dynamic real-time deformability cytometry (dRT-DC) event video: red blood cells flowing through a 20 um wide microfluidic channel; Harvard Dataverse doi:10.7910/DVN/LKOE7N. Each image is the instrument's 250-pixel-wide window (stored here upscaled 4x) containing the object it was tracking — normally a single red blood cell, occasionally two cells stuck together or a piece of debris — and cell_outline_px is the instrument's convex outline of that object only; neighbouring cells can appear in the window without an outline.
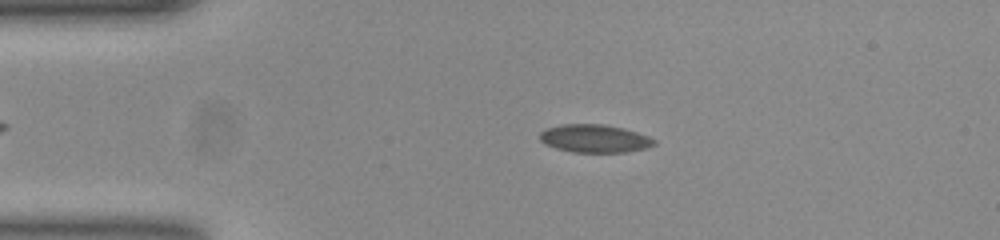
{"species": "common noctule bat (a hibernating species)", "species_latin": "Nyctalus noctula", "temperature_condition": "room temperature", "stored_images_in_passage": 41, "camera_frame_rate_fps": 3000, "um_per_image_px": 0.085, "animal": {"sex": "female", "body_mass_g": 23.0, "forearm_length_mm": 53.4}, "frame": {"image": 1, "passage_image": 7, "time_ms": 2.0, "image_size_px": [1000, 240], "cell_outline_px": [[648, 140], [644, 144], [632, 148], [600, 152], [596, 152], [568, 148], [544, 140], [544, 132], [556, 128], [612, 128]], "centroid_in_image_um": [50.42, 11.82], "position_along_channel_um": 34.6, "area_um2": 13.24}}
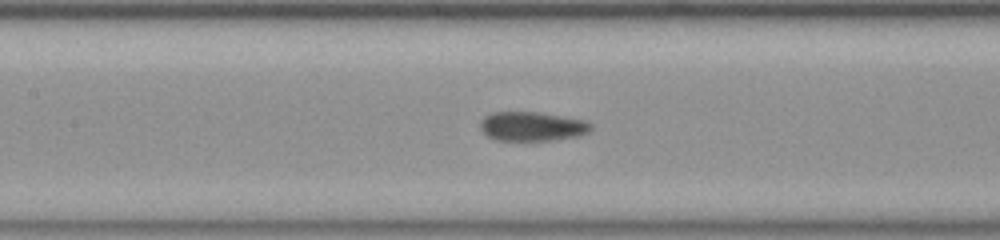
{"frame": {"image": 2, "passage_image": 20, "time_ms": 6.333, "image_size_px": [1000, 240], "cell_outline_px": [[584, 128], [572, 132], [548, 136], [500, 136], [492, 132], [484, 124], [492, 116], [536, 116], [560, 120], [580, 124]], "centroid_in_image_um": [45.02, 10.72], "position_along_channel_um": 162.4, "area_um2": 11.27}}
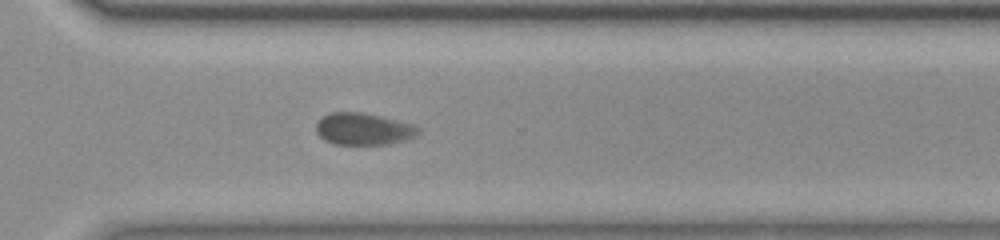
{"frame": {"image": 3, "passage_image": 34, "time_ms": 11.0, "image_size_px": [1000, 240], "cell_outline_px": [[400, 132], [376, 140], [332, 140], [324, 136], [320, 132], [320, 124], [328, 116], [360, 116], [376, 120], [388, 124], [396, 128]], "centroid_in_image_um": [30.2, 10.93], "position_along_channel_um": 340.4, "area_um2": 10.92}, "authors_computed_cell_mechanics": {"area_um2": 11.5022, "velocity_mm_per_s": 3.8248, "shape_relaxation_time_tau1_ms": null, "shape_relaxation_time_tau2_ms": 0.8795, "deformation_change_tau1": null, "deformation_change_tau2": 0.0571}}